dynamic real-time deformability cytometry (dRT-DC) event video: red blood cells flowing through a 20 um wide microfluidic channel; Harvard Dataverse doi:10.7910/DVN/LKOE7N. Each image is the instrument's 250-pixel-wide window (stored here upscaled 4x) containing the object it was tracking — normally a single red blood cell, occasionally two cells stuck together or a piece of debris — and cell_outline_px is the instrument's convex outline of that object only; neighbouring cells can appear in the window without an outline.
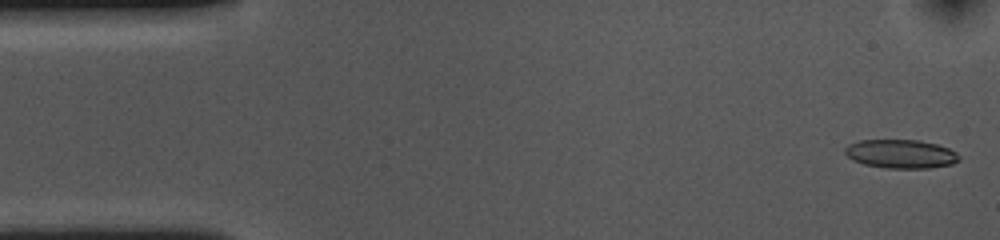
{"species": "common noctule bat (a hibernating species)", "species_latin": "Nyctalus noctula", "temperature_condition": "cold", "stored_images_in_passage": 54, "camera_frame_rate_fps": 3000, "um_per_image_px": 0.085, "animal": {"sex": "female", "body_mass_g": 10.0, "forearm_length_mm": 53.1}, "frame": {"image": 1, "passage_image": 2, "time_ms": 0.333, "image_size_px": [1000, 240], "cell_outline_px": [[960, 160], [952, 164], [928, 168], [888, 168], [864, 164], [852, 160], [844, 152], [844, 148], [848, 144], [860, 140], [920, 140], [936, 144], [948, 148], [956, 152], [960, 156]], "centroid_in_image_um": [76.57, 13.08], "position_along_channel_um": 8.4, "area_um2": 19.13}}
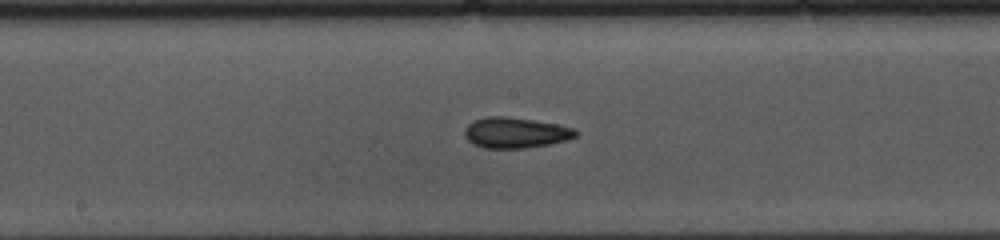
{"frame": {"image": 2, "passage_image": 27, "time_ms": 8.667, "image_size_px": [1000, 240], "cell_outline_px": [[576, 136], [568, 140], [548, 144], [524, 148], [484, 148], [468, 140], [464, 136], [464, 128], [472, 120], [488, 116], [508, 116], [556, 124], [576, 128]], "centroid_in_image_um": [43.79, 11.27], "position_along_channel_um": 204.4, "area_um2": 19.83}}
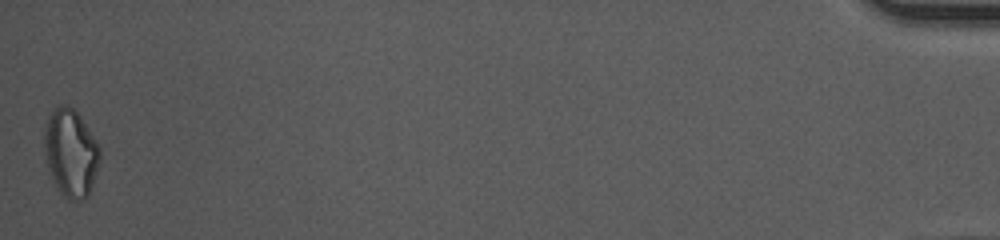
{"frame": {"image": 3, "passage_image": 54, "time_ms": 17.667, "image_size_px": [1000, 240], "cell_outline_px": [[100, 160], [88, 196], [84, 200], [68, 200], [60, 192], [48, 172], [44, 152], [44, 132], [48, 116], [60, 104], [64, 104], [72, 108], [80, 116], [100, 148]], "centroid_in_image_um": [5.99, 13.02], "position_along_channel_um": 429.2, "area_um2": 28.26}, "authors_computed_cell_mechanics": {"area_um2": 19.4786, "velocity_mm_per_s": 3.6304, "shape_relaxation_time_tau1_ms": 6.2793, "shape_relaxation_time_tau2_ms": 2.8258, "deformation_change_tau1": 0.1426, "deformation_change_tau2": 0.0975}}